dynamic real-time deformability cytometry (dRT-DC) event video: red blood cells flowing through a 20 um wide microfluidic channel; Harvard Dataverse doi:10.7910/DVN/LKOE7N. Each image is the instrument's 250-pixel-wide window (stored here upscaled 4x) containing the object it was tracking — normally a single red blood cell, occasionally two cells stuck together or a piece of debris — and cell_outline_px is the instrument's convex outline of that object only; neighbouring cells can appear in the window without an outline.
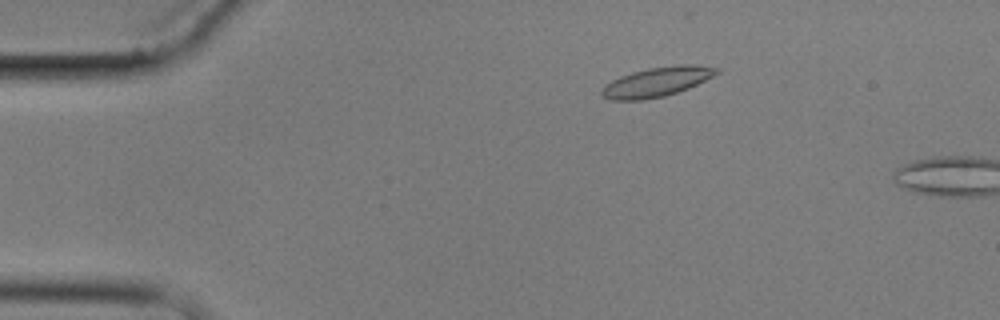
{"species": "common noctule bat (a hibernating species)", "species_latin": "Nyctalus noctula", "temperature_condition": "cold", "stored_images_in_passage": 4, "camera_frame_rate_fps": 3000, "um_per_image_px": 0.085, "animal": {"sex": "male", "body_mass_g": 17.9}, "frame": {"image": 1, "passage_image": 3, "time_ms": 2.333, "image_size_px": [1000, 320], "cell_outline_px": [[720, 72], [688, 88], [664, 96], [644, 100], [608, 100], [600, 96], [600, 92], [604, 84], [620, 76], [632, 72], [648, 68], [680, 64], [692, 64], [720, 68]], "centroid_in_image_um": [55.77, 6.96], "position_along_channel_um": 29.2, "area_um2": 19.83}}